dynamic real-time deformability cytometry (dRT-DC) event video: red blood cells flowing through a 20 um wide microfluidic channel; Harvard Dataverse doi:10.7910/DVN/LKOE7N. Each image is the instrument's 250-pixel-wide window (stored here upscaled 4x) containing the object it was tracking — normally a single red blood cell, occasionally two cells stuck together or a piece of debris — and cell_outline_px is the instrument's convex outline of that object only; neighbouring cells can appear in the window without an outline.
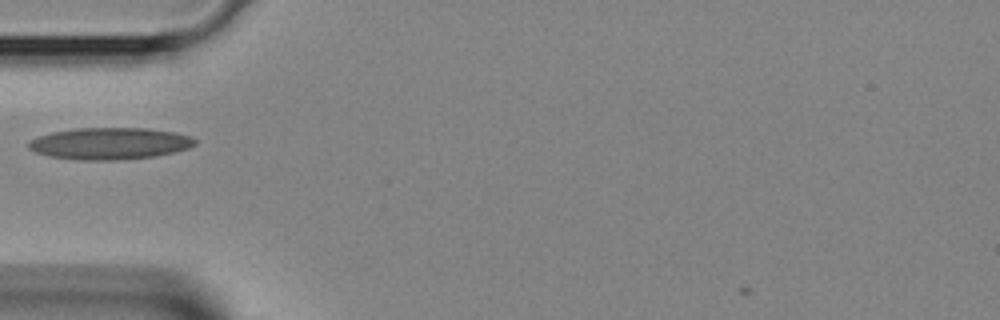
{"species": "Egyptian fruit bat (a non-hibernating species)", "species_latin": "Rousettus aegyptiacus", "temperature_condition": "room temperature", "stored_images_in_passage": 1, "camera_frame_rate_fps": 3000, "um_per_image_px": 0.085, "animal": {"sex": "female"}, "frame": {"image": 1, "passage_image": 1, "time_ms": 0.0, "image_size_px": [1000, 320], "cell_outline_px": [[196, 144], [188, 148], [176, 152], [156, 156], [120, 160], [80, 160], [48, 156], [36, 152], [28, 148], [28, 140], [36, 136], [52, 132], [76, 128], [148, 128], [176, 132], [192, 136], [196, 140]], "centroid_in_image_um": [9.34, 12.19], "position_along_channel_um": 75.7, "area_um2": 31.21}}